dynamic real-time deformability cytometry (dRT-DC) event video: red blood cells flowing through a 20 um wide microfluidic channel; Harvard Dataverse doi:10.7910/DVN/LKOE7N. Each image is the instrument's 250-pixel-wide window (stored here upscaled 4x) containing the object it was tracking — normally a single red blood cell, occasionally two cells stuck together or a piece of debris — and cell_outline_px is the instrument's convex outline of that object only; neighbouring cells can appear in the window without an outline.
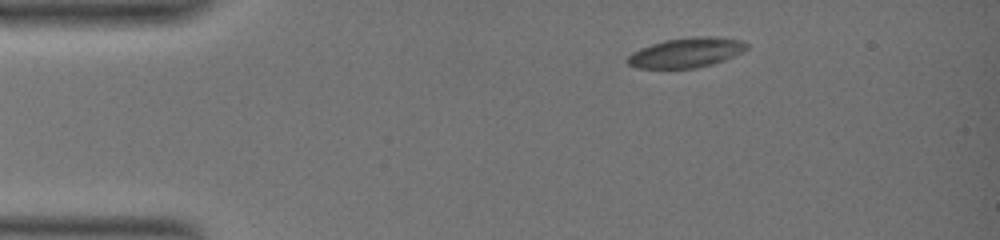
{"species": "common noctule bat (a hibernating species)", "species_latin": "Nyctalus noctula", "temperature_condition": "warm", "stored_images_in_passage": 6, "camera_frame_rate_fps": 3000, "um_per_image_px": 0.085, "animal": {"sex": "female", "body_mass_g": 19.0, "forearm_length_mm": 51.5}, "frame": {"image": 1, "passage_image": 1, "time_ms": 0.0, "image_size_px": [1000, 240], "cell_outline_px": [[748, 48], [724, 60], [712, 64], [696, 68], [636, 68], [628, 64], [624, 60], [632, 52], [640, 48], [664, 40], [692, 36], [716, 36], [740, 40], [748, 44]], "centroid_in_image_um": [58.3, 4.46], "position_along_channel_um": 26.7, "area_um2": 20.75}}
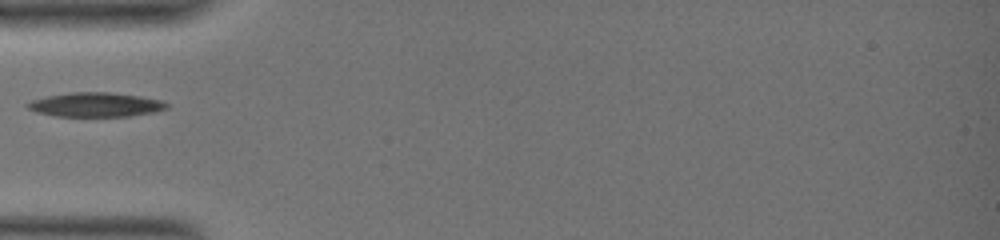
{"frame": {"image": 2, "passage_image": 5, "time_ms": 3.667, "image_size_px": [1000, 240], "cell_outline_px": [[168, 104], [164, 108], [152, 112], [128, 116], [56, 116], [36, 112], [28, 108], [24, 104], [32, 100], [48, 96], [72, 92], [108, 92], [140, 96], [160, 100]], "centroid_in_image_um": [8.07, 8.89], "position_along_channel_um": 76.9, "area_um2": 19.36}}